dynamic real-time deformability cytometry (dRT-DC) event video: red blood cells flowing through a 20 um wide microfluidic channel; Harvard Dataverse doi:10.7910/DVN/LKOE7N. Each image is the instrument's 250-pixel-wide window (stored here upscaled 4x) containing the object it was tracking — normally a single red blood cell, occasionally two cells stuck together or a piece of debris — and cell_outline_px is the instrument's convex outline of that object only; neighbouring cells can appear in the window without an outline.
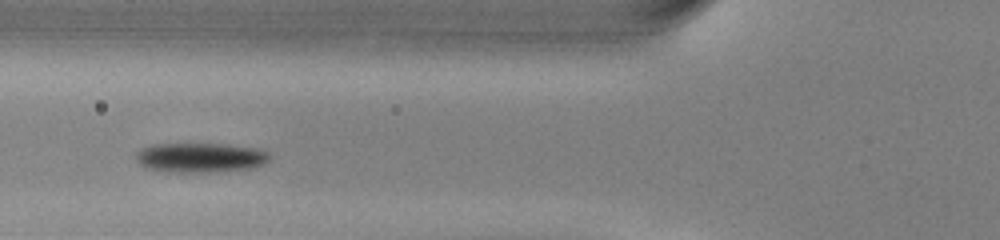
{"species": "common noctule bat (a hibernating species)", "species_latin": "Nyctalus noctula", "temperature_condition": "warm", "stored_images_in_passage": 32, "camera_frame_rate_fps": 3000, "um_per_image_px": 0.085, "animal": {"sex": "male", "body_mass_g": 13.0, "forearm_length_mm": 53.1}, "frame": {"image": 1, "passage_image": 6, "time_ms": 1.667, "image_size_px": [1000, 240], "cell_outline_px": [[272, 156], [264, 164], [248, 168], [208, 172], [168, 172], [144, 168], [136, 160], [136, 152], [152, 144], [224, 144], [256, 148], [268, 152]], "centroid_in_image_um": [17.0, 13.39], "position_along_channel_um": 108.8, "area_um2": 23.0}}
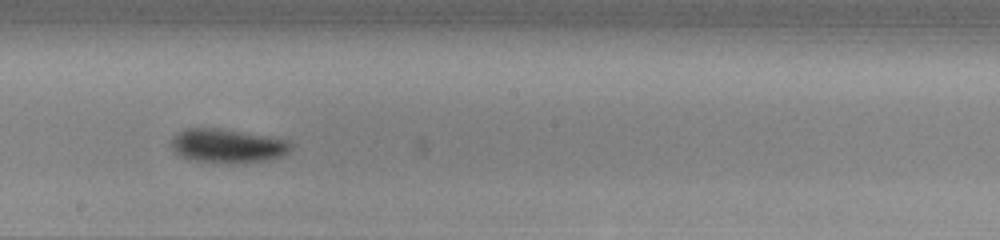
{"frame": {"image": 2, "passage_image": 15, "time_ms": 4.667, "image_size_px": [1000, 240], "cell_outline_px": [[292, 148], [284, 156], [268, 160], [188, 160], [180, 156], [172, 148], [172, 136], [188, 128], [220, 128], [268, 136], [288, 140], [292, 144]], "centroid_in_image_um": [19.35, 12.35], "position_along_channel_um": 228.8, "area_um2": 22.77}}
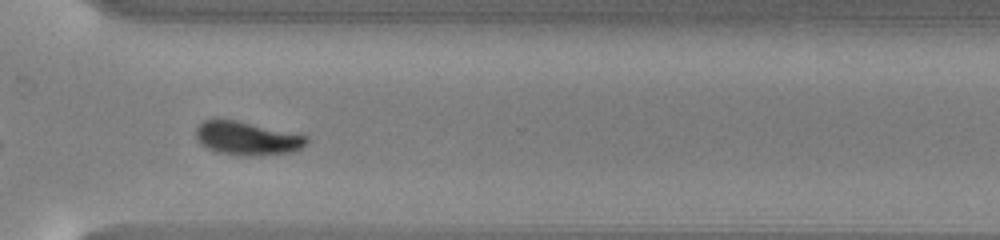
{"frame": {"image": 3, "passage_image": 24, "time_ms": 7.667, "image_size_px": [1000, 240], "cell_outline_px": [[308, 140], [300, 148], [292, 152], [216, 152], [200, 144], [196, 136], [196, 128], [204, 120], [236, 120], [308, 136]], "centroid_in_image_um": [20.95, 11.69], "position_along_channel_um": 349.6, "area_um2": 20.11}, "authors_computed_cell_mechanics": {"area_um2": 23.1778, "velocity_mm_per_s": 4.0061, "shape_relaxation_time_tau1_ms": 1.7731, "shape_relaxation_time_tau2_ms": 9.6653, "deformation_change_tau1": 0.1117, "deformation_change_tau2": 0.0856}}